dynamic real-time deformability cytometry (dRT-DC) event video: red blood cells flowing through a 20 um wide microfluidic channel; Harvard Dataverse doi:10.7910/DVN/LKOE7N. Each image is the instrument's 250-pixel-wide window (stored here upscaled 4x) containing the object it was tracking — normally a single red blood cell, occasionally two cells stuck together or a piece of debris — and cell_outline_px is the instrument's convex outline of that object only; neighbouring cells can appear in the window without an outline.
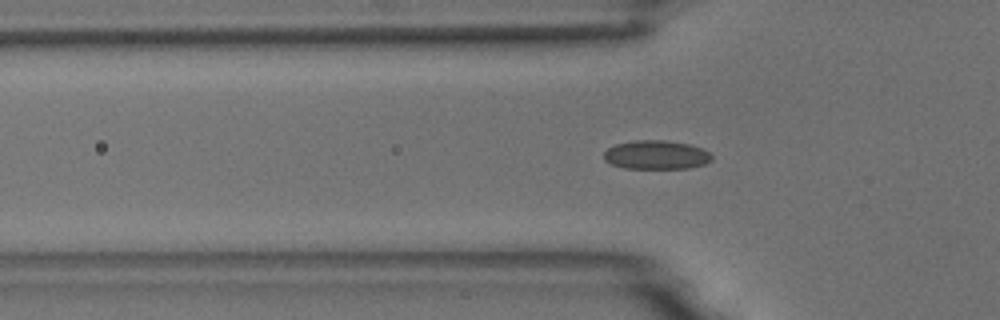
{"species": "common noctule bat (a hibernating species)", "species_latin": "Nyctalus noctula", "temperature_condition": "room temperature", "stored_images_in_passage": 55, "camera_frame_rate_fps": 3000, "um_per_image_px": 0.085, "animal": {"sex": "male", "body_mass_g": 18.8}, "frame": {"image": 1, "passage_image": 17, "time_ms": 5.333, "image_size_px": [1000, 320], "cell_outline_px": [[712, 160], [704, 164], [692, 168], [624, 168], [612, 164], [604, 160], [604, 152], [608, 148], [616, 144], [632, 140], [664, 140], [688, 144], [700, 148], [708, 152], [712, 156]], "centroid_in_image_um": [55.77, 13.16], "position_along_channel_um": 70.0, "area_um2": 18.09}}
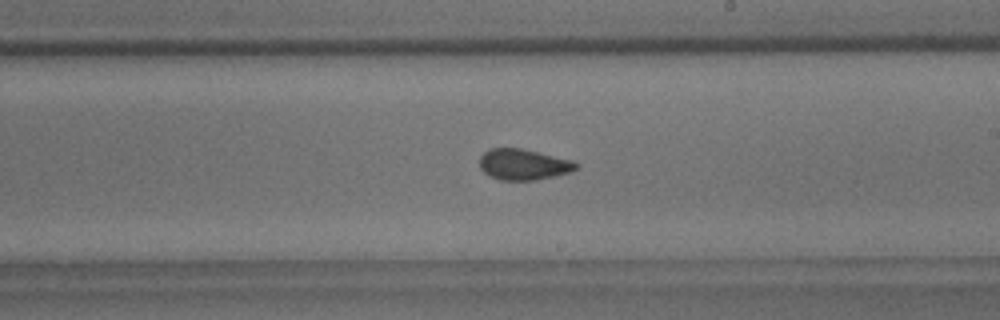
{"frame": {"image": 2, "passage_image": 31, "time_ms": 10.0, "image_size_px": [1000, 320], "cell_outline_px": [[580, 168], [572, 172], [556, 176], [536, 180], [500, 180], [488, 176], [480, 168], [480, 156], [488, 148], [520, 148], [572, 160], [580, 164]], "centroid_in_image_um": [44.52, 13.99], "position_along_channel_um": 244.5, "area_um2": 17.63}}
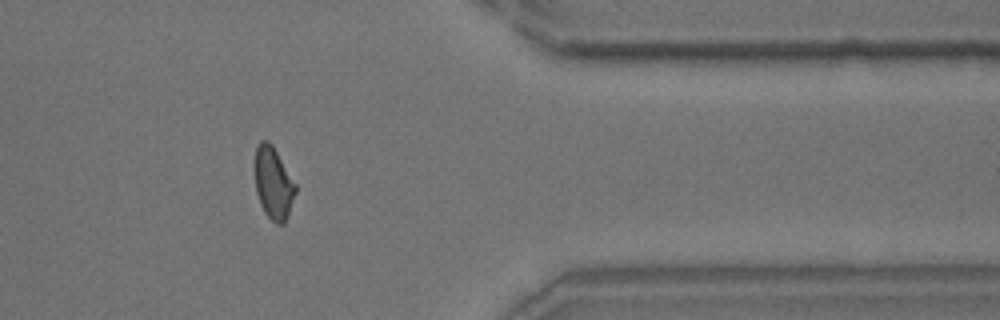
{"frame": {"image": 3, "passage_image": 44, "time_ms": 14.333, "image_size_px": [1000, 320], "cell_outline_px": [[296, 192], [288, 216], [284, 224], [276, 224], [264, 212], [260, 204], [256, 192], [252, 168], [252, 164], [256, 148], [260, 140], [268, 140], [272, 144], [296, 184]], "centroid_in_image_um": [23.19, 15.54], "position_along_channel_um": 388.2, "area_um2": 17.63}, "authors_computed_cell_mechanics": {"area_um2": 17.629, "velocity_mm_per_s": 3.7223, "shape_relaxation_time_tau1_ms": 6.8886, "shape_relaxation_time_tau2_ms": 1.1293, "deformation_change_tau1": 0.1175, "deformation_change_tau2": 0.0518}}